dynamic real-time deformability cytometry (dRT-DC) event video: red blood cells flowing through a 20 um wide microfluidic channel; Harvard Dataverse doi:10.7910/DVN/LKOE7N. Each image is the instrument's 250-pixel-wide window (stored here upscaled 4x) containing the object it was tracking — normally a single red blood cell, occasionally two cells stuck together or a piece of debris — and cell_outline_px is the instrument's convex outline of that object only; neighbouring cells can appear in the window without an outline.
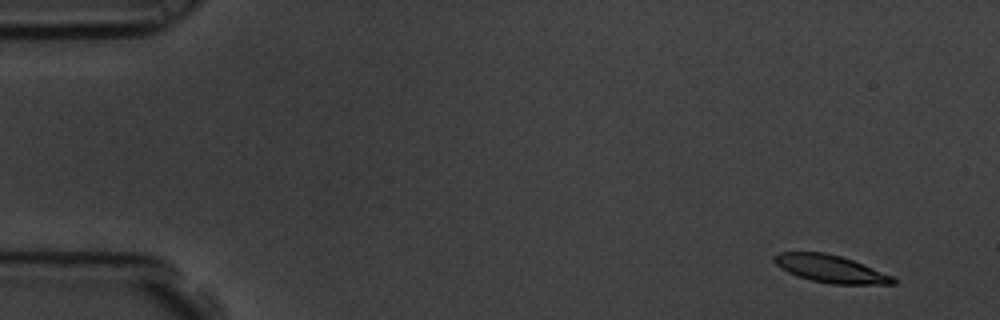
{"species": "common noctule bat (a hibernating species)", "species_latin": "Nyctalus noctula", "temperature_condition": "room temperature", "stored_images_in_passage": 8, "segment_of_instrument_passage": [2, 2], "camera_frame_rate_fps": 3000, "um_per_image_px": 0.085, "animal": {"sex": "male", "body_mass_g": 19.5, "forearm_length_mm": 54.6}, "frame": {"image": 1, "passage_image": 8, "time_ms": 2.333, "image_size_px": [1000, 320], "cell_outline_px": [[896, 284], [832, 284], [812, 280], [796, 276], [780, 268], [772, 260], [772, 256], [780, 252], [824, 252], [840, 256], [852, 260], [892, 276], [896, 280]], "centroid_in_image_um": [70.54, 22.84], "position_along_channel_um": 14.5, "area_um2": 18.9}}